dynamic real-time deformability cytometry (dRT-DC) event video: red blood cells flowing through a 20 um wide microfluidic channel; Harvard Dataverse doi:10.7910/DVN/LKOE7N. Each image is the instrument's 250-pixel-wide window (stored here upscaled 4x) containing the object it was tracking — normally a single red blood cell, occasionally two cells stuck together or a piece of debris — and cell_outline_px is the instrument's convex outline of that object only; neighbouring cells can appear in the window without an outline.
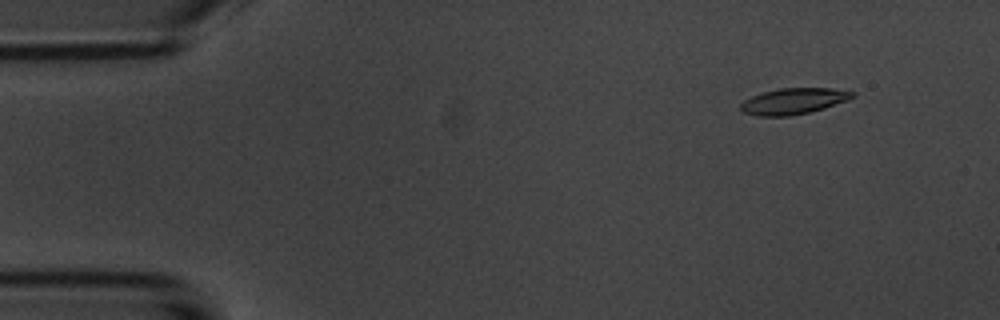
{"species": "common noctule bat (a hibernating species)", "species_latin": "Nyctalus noctula", "temperature_condition": "room temperature", "stored_images_in_passage": 55, "camera_frame_rate_fps": 3000, "um_per_image_px": 0.085, "animal": {"sex": "male", "body_mass_g": 20.1, "forearm_length_mm": 53.5}, "frame": {"image": 1, "passage_image": 6, "time_ms": 1.667, "image_size_px": [1000, 320], "cell_outline_px": [[856, 96], [848, 100], [824, 108], [808, 112], [788, 116], [756, 116], [744, 112], [740, 108], [740, 104], [744, 100], [752, 96], [764, 92], [780, 88], [832, 88], [856, 92]], "centroid_in_image_um": [67.47, 8.59], "position_along_channel_um": 17.5, "area_um2": 16.94}}
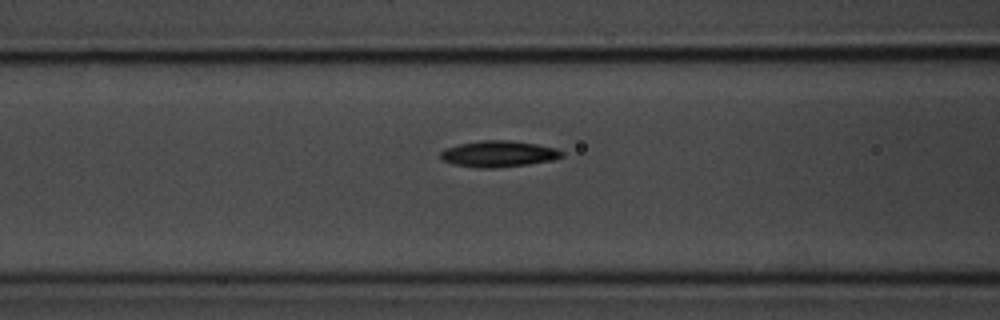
{"frame": {"image": 2, "passage_image": 22, "time_ms": 7.0, "image_size_px": [1000, 320], "cell_outline_px": [[564, 156], [552, 160], [528, 164], [496, 168], [476, 168], [452, 164], [444, 160], [440, 156], [440, 152], [444, 148], [460, 144], [480, 140], [508, 140], [536, 144], [556, 148], [564, 152]], "centroid_in_image_um": [42.37, 13.08], "position_along_channel_um": 124.2, "area_um2": 18.61}}
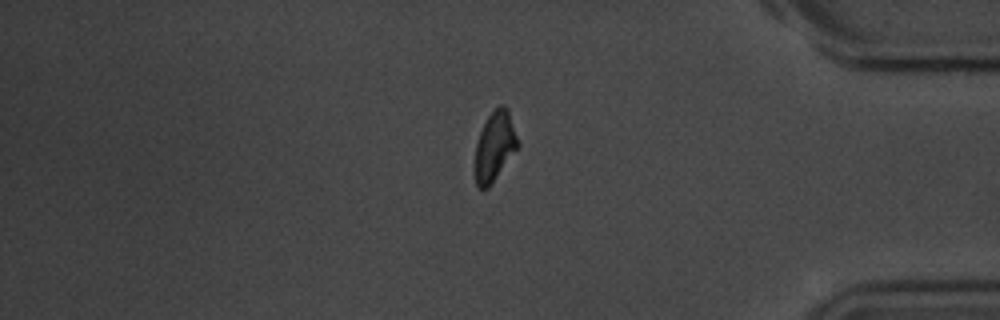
{"frame": {"image": 3, "passage_image": 46, "time_ms": 15.0, "image_size_px": [1000, 320], "cell_outline_px": [[520, 144], [488, 188], [480, 188], [476, 184], [476, 144], [480, 132], [488, 116], [500, 104], [504, 104], [508, 108]], "centroid_in_image_um": [42.07, 12.39], "position_along_channel_um": 393.1, "area_um2": 16.94}, "authors_computed_cell_mechanics": {"area_um2": 17.629, "velocity_mm_per_s": 3.7022, "shape_relaxation_time_tau1_ms": 2.4985, "shape_relaxation_time_tau2_ms": null, "deformation_change_tau1": 0.1159, "deformation_change_tau2": null}}